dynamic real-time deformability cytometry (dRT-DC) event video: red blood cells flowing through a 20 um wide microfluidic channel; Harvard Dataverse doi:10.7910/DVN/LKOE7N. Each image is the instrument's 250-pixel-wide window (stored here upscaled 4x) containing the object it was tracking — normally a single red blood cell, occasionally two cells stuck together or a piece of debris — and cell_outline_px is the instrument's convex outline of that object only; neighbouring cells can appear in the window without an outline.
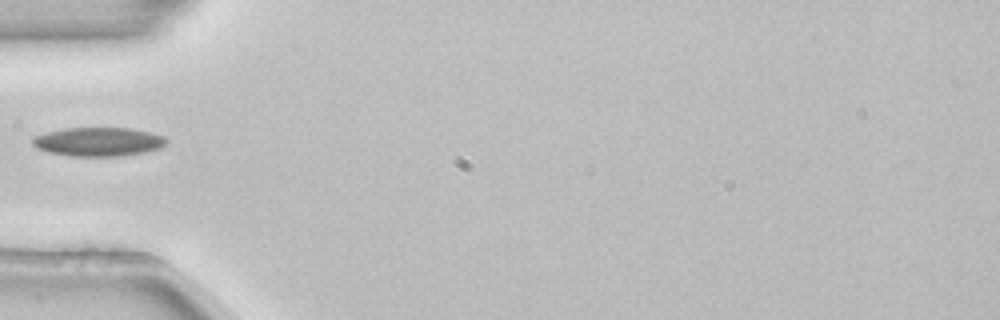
{"species": "common noctule bat (a hibernating species)", "species_latin": "Nyctalus noctula", "temperature_condition": "room temperature", "stored_images_in_passage": 5, "camera_frame_rate_fps": 3000, "um_per_image_px": 0.085, "animal": {"sex": "female", "body_mass_g": 22.7, "forearm_length_mm": 54.2}, "frame": {"image": 1, "passage_image": 5, "time_ms": 1.333, "image_size_px": [1000, 320], "cell_outline_px": [[164, 144], [160, 148], [144, 152], [120, 156], [68, 156], [48, 152], [36, 148], [32, 144], [32, 136], [64, 128], [128, 128], [148, 132], [164, 136]], "centroid_in_image_um": [8.29, 12.05], "position_along_channel_um": 76.7, "area_um2": 22.37}}